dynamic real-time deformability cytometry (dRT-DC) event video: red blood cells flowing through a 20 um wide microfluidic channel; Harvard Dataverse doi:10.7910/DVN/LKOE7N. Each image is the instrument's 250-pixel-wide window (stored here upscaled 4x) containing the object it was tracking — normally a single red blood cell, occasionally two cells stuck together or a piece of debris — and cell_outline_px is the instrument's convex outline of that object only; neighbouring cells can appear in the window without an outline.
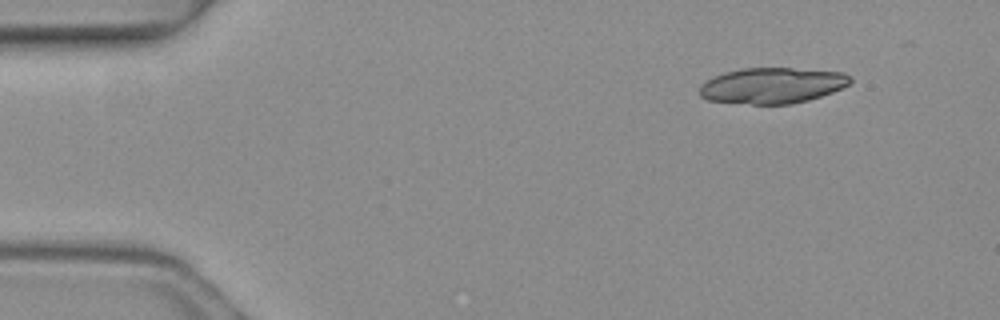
{"species": "common noctule bat (a hibernating species)", "species_latin": "Nyctalus noctula", "temperature_condition": "warm", "stored_images_in_passage": 3, "camera_frame_rate_fps": 3000, "um_per_image_px": 0.085, "animal": {"sex": "female", "body_mass_g": 19.3, "forearm_length_mm": 54.1}, "frame": {"image": 1, "passage_image": 3, "time_ms": 0.667, "image_size_px": [1000, 320], "cell_outline_px": [[852, 80], [848, 84], [832, 92], [808, 100], [792, 104], [752, 104], [708, 100], [700, 96], [700, 84], [724, 72], [740, 68], [792, 68], [844, 72], [852, 76]], "centroid_in_image_um": [65.65, 7.26], "position_along_channel_um": 19.4, "area_um2": 31.39}}